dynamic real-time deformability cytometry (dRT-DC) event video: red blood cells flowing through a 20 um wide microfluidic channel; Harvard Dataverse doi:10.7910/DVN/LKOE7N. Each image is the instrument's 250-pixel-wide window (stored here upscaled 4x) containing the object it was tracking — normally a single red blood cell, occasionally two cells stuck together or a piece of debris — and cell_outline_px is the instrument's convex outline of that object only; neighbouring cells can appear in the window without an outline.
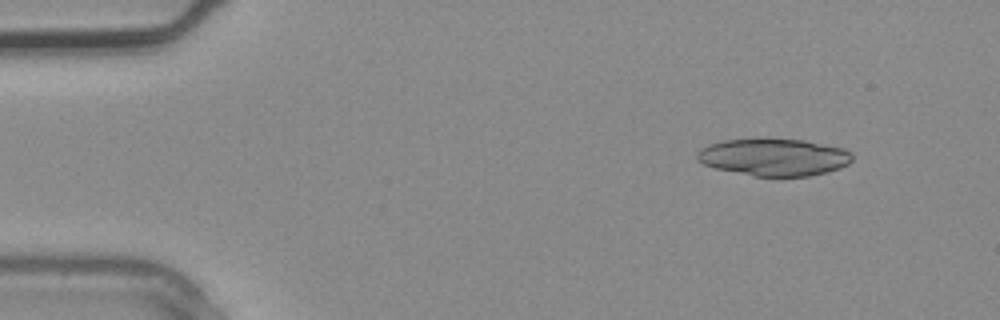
{"species": "common noctule bat (a hibernating species)", "species_latin": "Nyctalus noctula", "temperature_condition": "warm", "stored_images_in_passage": 2, "camera_frame_rate_fps": 3000, "um_per_image_px": 0.085, "animal": {"sex": "male", "body_mass_g": 20.4}, "frame": {"image": 1, "passage_image": 1, "time_ms": 0.0, "image_size_px": [1000, 320], "cell_outline_px": [[852, 160], [848, 164], [840, 168], [808, 176], [756, 176], [716, 168], [704, 164], [696, 160], [696, 152], [700, 148], [708, 144], [724, 140], [764, 136], [768, 136], [804, 140], [844, 148], [852, 152]], "centroid_in_image_um": [65.75, 13.31], "position_along_channel_um": 19.2, "area_um2": 34.45}}